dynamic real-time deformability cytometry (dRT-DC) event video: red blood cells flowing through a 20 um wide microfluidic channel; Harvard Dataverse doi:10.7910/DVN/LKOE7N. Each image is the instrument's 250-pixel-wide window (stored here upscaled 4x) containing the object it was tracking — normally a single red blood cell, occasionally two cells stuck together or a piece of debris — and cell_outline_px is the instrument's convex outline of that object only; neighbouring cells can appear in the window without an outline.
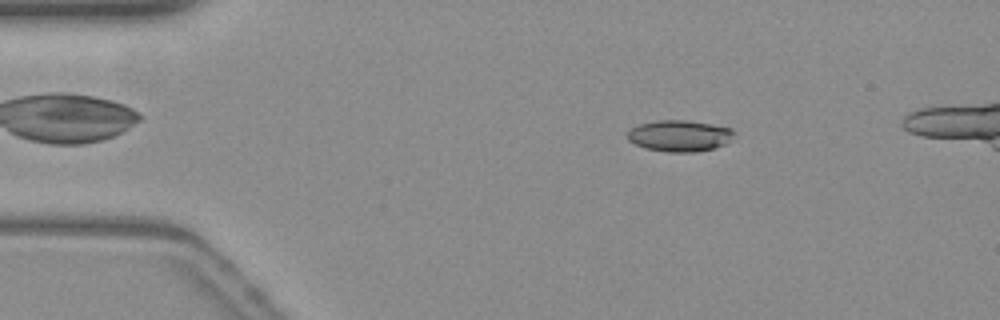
{"species": "common noctule bat (a hibernating species)", "species_latin": "Nyctalus noctula", "temperature_condition": "warm", "stored_images_in_passage": 50, "camera_frame_rate_fps": 3000, "um_per_image_px": 0.085, "animal": {"sex": "female", "body_mass_g": 19.3, "forearm_length_mm": 54.1}, "frame": {"image": 1, "passage_image": 9, "time_ms": 2.667, "image_size_px": [1000, 320], "cell_outline_px": [[732, 132], [728, 140], [724, 144], [712, 148], [696, 152], [668, 152], [644, 148], [628, 140], [628, 132], [632, 128], [640, 124], [660, 120], [684, 120], [732, 128]], "centroid_in_image_um": [57.7, 11.55], "position_along_channel_um": 27.3, "area_um2": 18.96}}
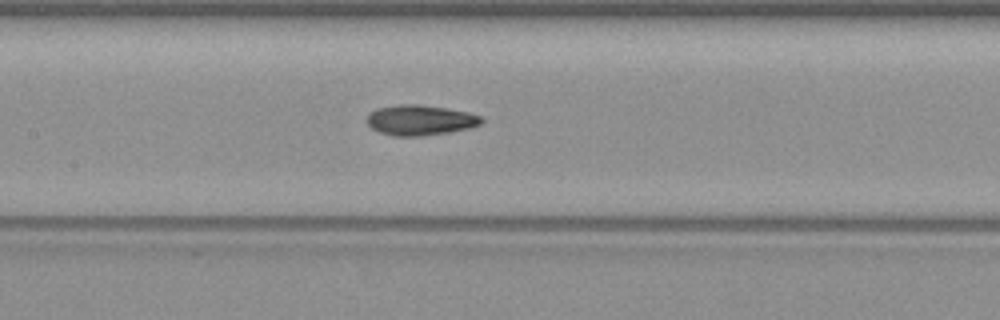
{"frame": {"image": 2, "passage_image": 25, "time_ms": 8.0, "image_size_px": [1000, 320], "cell_outline_px": [[484, 120], [480, 124], [468, 128], [448, 132], [420, 136], [392, 136], [380, 132], [372, 128], [368, 124], [368, 112], [376, 108], [400, 104], [420, 104], [468, 112], [480, 116]], "centroid_in_image_um": [35.68, 10.2], "position_along_channel_um": 171.7, "area_um2": 20.11}}
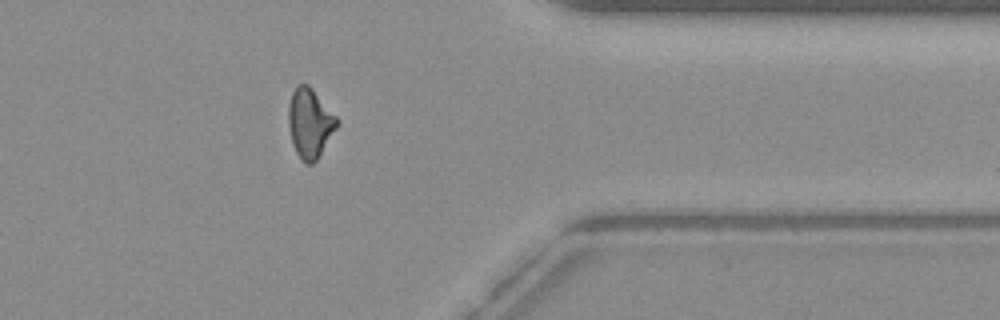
{"frame": {"image": 3, "passage_image": 43, "time_ms": 14.0, "image_size_px": [1000, 320], "cell_outline_px": [[336, 128], [316, 160], [312, 164], [304, 164], [300, 160], [292, 144], [288, 124], [288, 104], [292, 92], [296, 84], [308, 84], [312, 88], [336, 116]], "centroid_in_image_um": [26.29, 10.46], "position_along_channel_um": 385.1, "area_um2": 19.48}, "authors_computed_cell_mechanics": {"area_um2": 19.4208, "velocity_mm_per_s": 3.8314, "shape_relaxation_time_tau1_ms": 5.6679, "shape_relaxation_time_tau2_ms": 3.8603, "deformation_change_tau1": 0.1549, "deformation_change_tau2": 0.1081}}